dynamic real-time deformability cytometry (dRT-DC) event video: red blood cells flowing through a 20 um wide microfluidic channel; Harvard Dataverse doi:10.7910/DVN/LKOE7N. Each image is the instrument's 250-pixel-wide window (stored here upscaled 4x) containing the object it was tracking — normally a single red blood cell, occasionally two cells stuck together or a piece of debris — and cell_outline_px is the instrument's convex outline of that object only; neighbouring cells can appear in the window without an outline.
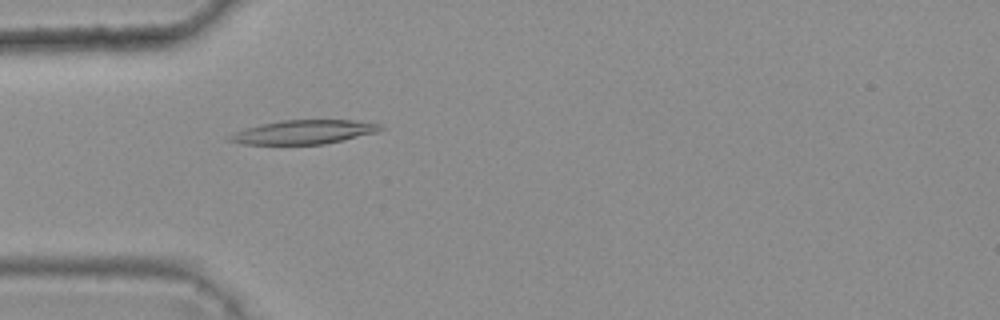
{"species": "common noctule bat (a hibernating species)", "species_latin": "Nyctalus noctula", "temperature_condition": "warm", "stored_images_in_passage": 5, "camera_frame_rate_fps": 3000, "um_per_image_px": 0.085, "animal": {"sex": "female", "body_mass_g": 25.1}, "frame": {"image": 1, "passage_image": 5, "time_ms": 1.333, "image_size_px": [1000, 320], "cell_outline_px": [[384, 128], [376, 132], [344, 140], [324, 144], [244, 144], [228, 140], [224, 136], [244, 128], [260, 124], [280, 120], [352, 120], [380, 124]], "centroid_in_image_um": [25.76, 11.22], "position_along_channel_um": 59.2, "area_um2": 21.1}}